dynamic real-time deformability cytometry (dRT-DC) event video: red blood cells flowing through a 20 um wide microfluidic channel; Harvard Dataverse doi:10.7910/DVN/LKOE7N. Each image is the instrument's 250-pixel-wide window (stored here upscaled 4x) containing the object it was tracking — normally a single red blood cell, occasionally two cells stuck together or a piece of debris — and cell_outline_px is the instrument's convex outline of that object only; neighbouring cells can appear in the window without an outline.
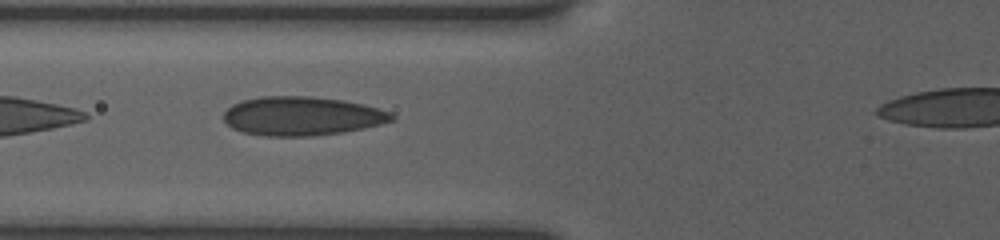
{"species": "human", "species_latin": "Homo sapiens", "temperature_condition": "room temperature", "stored_images_in_passage": 4, "camera_frame_rate_fps": 3000, "um_per_image_px": 0.085, "donor": {"sex": "female"}, "frame": {"image": 1, "passage_image": 3, "time_ms": 1.667, "image_size_px": [1000, 240], "cell_outline_px": [[396, 120], [364, 128], [344, 132], [312, 136], [264, 136], [244, 132], [232, 128], [224, 120], [224, 112], [232, 104], [240, 100], [260, 96], [308, 96], [344, 100], [364, 104], [392, 112], [396, 116]], "centroid_in_image_um": [25.69, 9.86], "position_along_channel_um": 100.1, "area_um2": 38.44}}
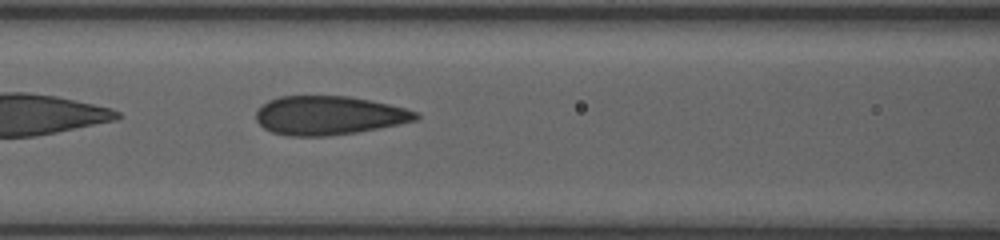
{"frame": {"image": 2, "passage_image": 4, "time_ms": 2.667, "image_size_px": [1000, 240], "cell_outline_px": [[420, 116], [416, 120], [400, 124], [356, 132], [328, 136], [288, 136], [272, 132], [264, 128], [256, 120], [256, 112], [268, 100], [280, 96], [348, 96], [372, 100], [404, 108], [416, 112]], "centroid_in_image_um": [27.94, 9.81], "position_along_channel_um": 138.7, "area_um2": 36.07}}